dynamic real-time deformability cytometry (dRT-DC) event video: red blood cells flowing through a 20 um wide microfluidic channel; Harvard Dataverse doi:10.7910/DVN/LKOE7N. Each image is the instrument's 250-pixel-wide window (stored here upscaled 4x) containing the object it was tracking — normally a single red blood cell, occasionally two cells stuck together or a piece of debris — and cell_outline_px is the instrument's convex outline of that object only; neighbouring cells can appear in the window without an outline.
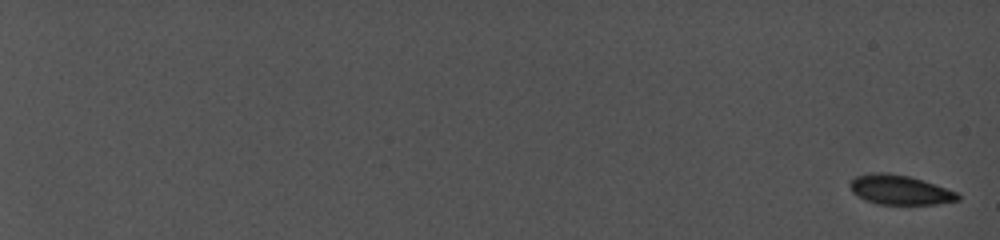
{"species": "common noctule bat (a hibernating species)", "species_latin": "Nyctalus noctula", "temperature_condition": "cold", "stored_images_in_passage": 21, "camera_frame_rate_fps": 5000, "um_per_image_px": 0.085, "animal": {"sex": "female", "body_mass_g": 19.0, "forearm_length_mm": 56.7}, "frame": {"image": 1, "passage_image": 1, "time_ms": 0.0, "image_size_px": [1000, 240], "cell_outline_px": [[960, 200], [936, 204], [880, 204], [868, 200], [852, 192], [852, 180], [860, 176], [904, 176], [920, 180], [956, 192], [960, 196]], "centroid_in_image_um": [76.6, 16.22], "position_along_channel_um": 8.4, "area_um2": 16.94}}
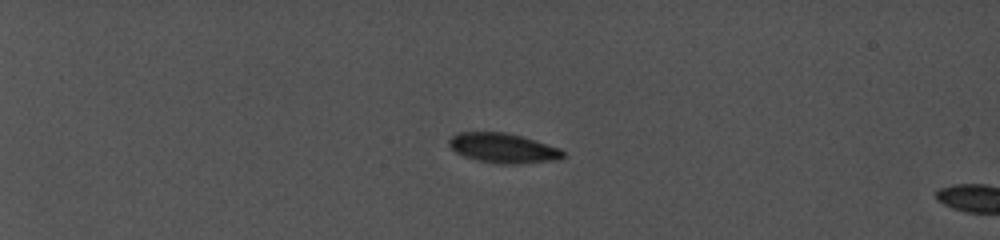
{"frame": {"image": 2, "passage_image": 17, "time_ms": 6.2, "image_size_px": [1000, 240], "cell_outline_px": [[564, 156], [548, 160], [512, 164], [500, 164], [476, 160], [464, 156], [456, 152], [448, 144], [448, 140], [452, 136], [460, 132], [496, 132], [520, 136], [556, 148], [564, 152]], "centroid_in_image_um": [42.64, 12.59], "position_along_channel_um": 42.4, "area_um2": 18.96}}